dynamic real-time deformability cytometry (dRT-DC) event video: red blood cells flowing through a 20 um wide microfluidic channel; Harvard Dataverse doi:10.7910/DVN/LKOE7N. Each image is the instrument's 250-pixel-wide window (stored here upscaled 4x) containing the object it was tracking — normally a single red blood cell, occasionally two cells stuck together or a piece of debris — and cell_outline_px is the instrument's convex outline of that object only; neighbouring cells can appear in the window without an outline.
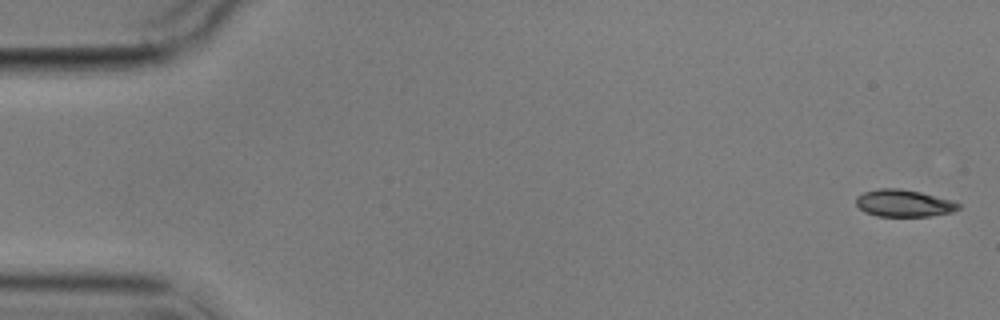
{"species": "common noctule bat (a hibernating species)", "species_latin": "Nyctalus noctula", "temperature_condition": "cold", "stored_images_in_passage": 6, "camera_frame_rate_fps": 3000, "um_per_image_px": 0.085, "animal": {"sex": "male", "body_mass_g": 17.9}, "frame": {"image": 1, "passage_image": 1, "time_ms": 0.0, "image_size_px": [1000, 320], "cell_outline_px": [[960, 208], [952, 212], [928, 216], [876, 216], [864, 212], [856, 204], [856, 196], [864, 192], [880, 188], [900, 188], [920, 192], [952, 200], [960, 204]], "centroid_in_image_um": [76.81, 17.27], "position_along_channel_um": 8.2, "area_um2": 16.18}}
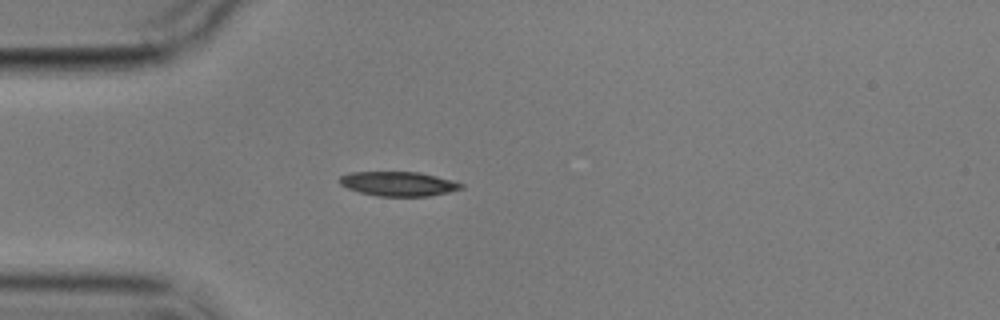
{"frame": {"image": 2, "passage_image": 5, "time_ms": 4.667, "image_size_px": [1000, 320], "cell_outline_px": [[464, 188], [448, 192], [428, 196], [380, 196], [360, 192], [348, 188], [340, 184], [340, 176], [352, 172], [420, 172], [452, 180], [464, 184]], "centroid_in_image_um": [33.9, 15.62], "position_along_channel_um": 51.1, "area_um2": 17.17}}